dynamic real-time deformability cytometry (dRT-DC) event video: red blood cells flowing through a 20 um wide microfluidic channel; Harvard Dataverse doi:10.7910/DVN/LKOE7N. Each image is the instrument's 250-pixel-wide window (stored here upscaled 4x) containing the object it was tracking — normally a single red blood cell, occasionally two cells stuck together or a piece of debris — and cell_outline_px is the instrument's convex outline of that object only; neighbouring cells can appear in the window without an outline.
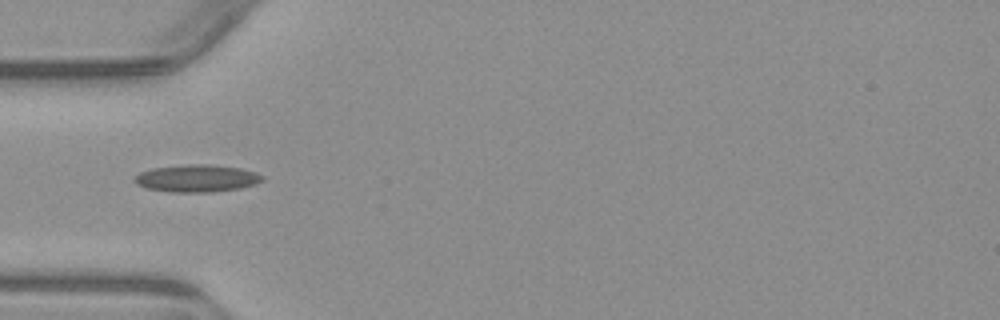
{"species": "common noctule bat (a hibernating species)", "species_latin": "Nyctalus noctula", "temperature_condition": "warm", "stored_images_in_passage": 5, "camera_frame_rate_fps": 3000, "um_per_image_px": 0.085, "animal": {"sex": "male", "body_mass_g": 23.1, "forearm_length_mm": 52.7}, "frame": {"image": 1, "passage_image": 5, "time_ms": 6.0, "image_size_px": [1000, 320], "cell_outline_px": [[264, 180], [256, 184], [240, 188], [208, 192], [172, 192], [148, 188], [136, 184], [136, 176], [140, 172], [152, 168], [184, 164], [208, 164], [240, 168], [256, 172], [264, 176]], "centroid_in_image_um": [16.77, 15.15], "position_along_channel_um": 68.2, "area_um2": 20.29}}